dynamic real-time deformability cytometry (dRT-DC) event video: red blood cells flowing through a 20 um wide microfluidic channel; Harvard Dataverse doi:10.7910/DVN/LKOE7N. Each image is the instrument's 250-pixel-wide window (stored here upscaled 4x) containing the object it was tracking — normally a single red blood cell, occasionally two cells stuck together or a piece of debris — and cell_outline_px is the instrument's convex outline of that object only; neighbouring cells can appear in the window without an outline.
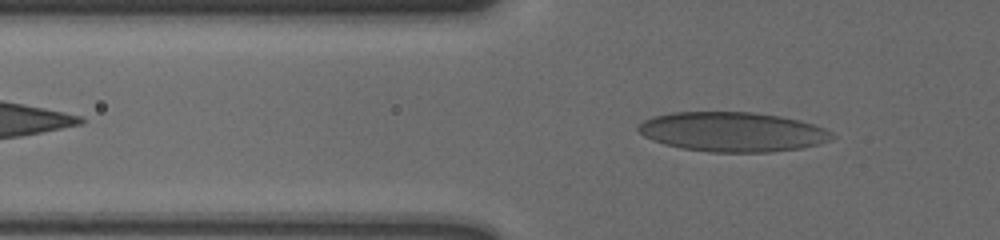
{"species": "human", "species_latin": "Homo sapiens", "temperature_condition": "cold", "stored_images_in_passage": 45, "camera_frame_rate_fps": 3000, "um_per_image_px": 0.085, "donor": {"sex": "male"}, "frame": {"image": 1, "passage_image": 9, "time_ms": 2.667, "image_size_px": [1000, 240], "cell_outline_px": [[836, 136], [832, 140], [800, 148], [768, 152], [708, 152], [684, 148], [664, 144], [652, 140], [644, 136], [636, 128], [644, 120], [652, 116], [672, 112], [752, 112], [780, 116], [800, 120], [824, 128], [832, 132]], "centroid_in_image_um": [62.26, 11.2], "position_along_channel_um": 63.5, "area_um2": 44.68}}
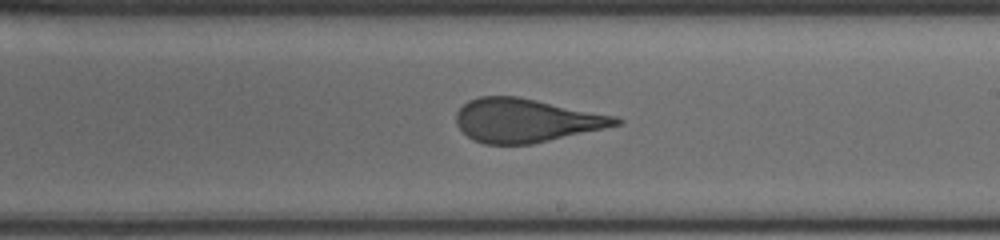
{"frame": {"image": 2, "passage_image": 25, "time_ms": 8.0, "image_size_px": [1000, 240], "cell_outline_px": [[624, 120], [620, 124], [604, 128], [532, 144], [484, 144], [472, 140], [456, 124], [456, 112], [468, 100], [480, 96], [516, 96], [616, 116]], "centroid_in_image_um": [44.68, 10.24], "position_along_channel_um": 244.3, "area_um2": 40.29}}
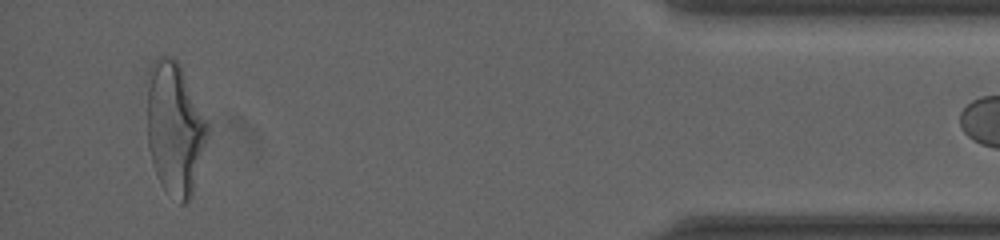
{"frame": {"image": 3, "passage_image": 44, "time_ms": 14.333, "image_size_px": [1000, 240], "cell_outline_px": [[208, 132], [192, 196], [184, 204], [180, 204], [160, 184], [152, 164], [148, 148], [148, 88], [152, 64], [160, 56], [172, 56], [180, 64], [208, 124]], "centroid_in_image_um": [14.85, 10.95], "position_along_channel_um": 420.3, "area_um2": 46.01}}